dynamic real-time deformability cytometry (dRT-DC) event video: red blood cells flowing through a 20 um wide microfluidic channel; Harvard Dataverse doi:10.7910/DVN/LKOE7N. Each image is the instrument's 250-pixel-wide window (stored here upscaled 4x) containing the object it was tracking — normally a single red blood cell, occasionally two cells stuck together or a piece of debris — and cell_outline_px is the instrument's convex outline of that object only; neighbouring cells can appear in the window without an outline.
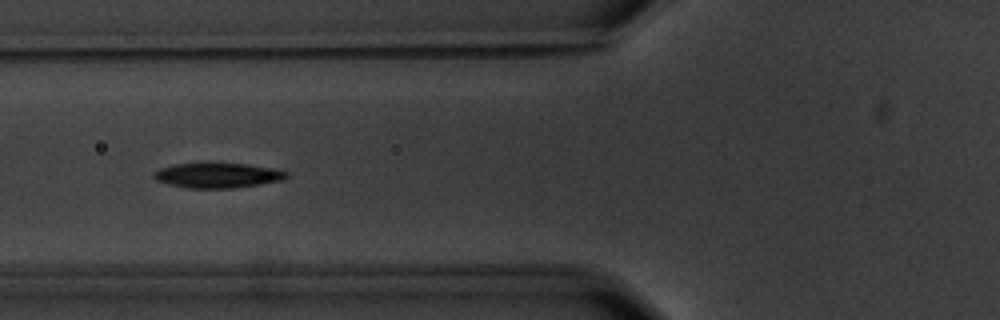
{"species": "common noctule bat (a hibernating species)", "species_latin": "Nyctalus noctula", "temperature_condition": "warm", "stored_images_in_passage": 7, "camera_frame_rate_fps": 3000, "um_per_image_px": 0.085, "animal": {"sex": "male", "body_mass_g": 20.1, "forearm_length_mm": 53.5}, "frame": {"image": 1, "passage_image": 7, "time_ms": 7.333, "image_size_px": [1000, 320], "cell_outline_px": [[288, 176], [280, 180], [236, 188], [188, 188], [168, 184], [156, 180], [152, 176], [152, 172], [160, 168], [176, 164], [244, 164], [276, 168], [288, 172]], "centroid_in_image_um": [18.47, 14.91], "position_along_channel_um": 107.3, "area_um2": 19.07}}